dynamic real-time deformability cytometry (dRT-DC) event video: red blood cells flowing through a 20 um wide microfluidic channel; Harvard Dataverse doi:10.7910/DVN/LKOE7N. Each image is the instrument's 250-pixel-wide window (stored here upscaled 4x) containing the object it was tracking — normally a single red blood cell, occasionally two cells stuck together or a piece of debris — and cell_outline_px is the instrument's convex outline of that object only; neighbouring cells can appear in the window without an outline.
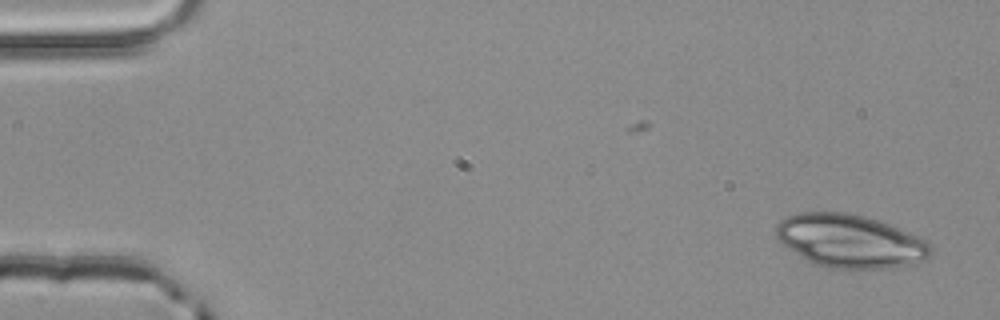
{"species": "common noctule bat (a hibernating species)", "species_latin": "Nyctalus noctula", "temperature_condition": "room temperature", "stored_images_in_passage": 2, "camera_frame_rate_fps": 3000, "um_per_image_px": 0.085, "animal": {"sex": "male", "body_mass_g": 20.4}, "frame": {"image": 1, "passage_image": 2, "time_ms": 0.333, "image_size_px": [1000, 320], "cell_outline_px": [[932, 252], [928, 256], [920, 260], [908, 264], [888, 268], [828, 268], [812, 264], [780, 244], [776, 236], [776, 224], [780, 220], [788, 216], [800, 212], [844, 212], [864, 216], [888, 224], [928, 240], [932, 244]], "centroid_in_image_um": [72.2, 20.49], "position_along_channel_um": 12.8, "area_um2": 47.92}}